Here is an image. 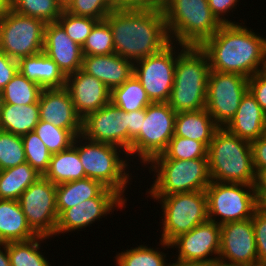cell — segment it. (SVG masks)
<instances>
[{
    "instance_id": "obj_43",
    "label": "cell",
    "mask_w": 266,
    "mask_h": 266,
    "mask_svg": "<svg viewBox=\"0 0 266 266\" xmlns=\"http://www.w3.org/2000/svg\"><path fill=\"white\" fill-rule=\"evenodd\" d=\"M258 263L266 264V212L258 207L252 217Z\"/></svg>"
},
{
    "instance_id": "obj_27",
    "label": "cell",
    "mask_w": 266,
    "mask_h": 266,
    "mask_svg": "<svg viewBox=\"0 0 266 266\" xmlns=\"http://www.w3.org/2000/svg\"><path fill=\"white\" fill-rule=\"evenodd\" d=\"M219 126L206 109L177 112L174 136L203 142L207 147Z\"/></svg>"
},
{
    "instance_id": "obj_8",
    "label": "cell",
    "mask_w": 266,
    "mask_h": 266,
    "mask_svg": "<svg viewBox=\"0 0 266 266\" xmlns=\"http://www.w3.org/2000/svg\"><path fill=\"white\" fill-rule=\"evenodd\" d=\"M158 200L163 212L160 240L170 244L178 236L191 231L208 220L205 191L174 193L167 196H150Z\"/></svg>"
},
{
    "instance_id": "obj_29",
    "label": "cell",
    "mask_w": 266,
    "mask_h": 266,
    "mask_svg": "<svg viewBox=\"0 0 266 266\" xmlns=\"http://www.w3.org/2000/svg\"><path fill=\"white\" fill-rule=\"evenodd\" d=\"M54 185L86 178L77 149H68L51 155L48 170L43 175Z\"/></svg>"
},
{
    "instance_id": "obj_15",
    "label": "cell",
    "mask_w": 266,
    "mask_h": 266,
    "mask_svg": "<svg viewBox=\"0 0 266 266\" xmlns=\"http://www.w3.org/2000/svg\"><path fill=\"white\" fill-rule=\"evenodd\" d=\"M81 135L95 142L120 147L128 155L127 112L110 102L82 120Z\"/></svg>"
},
{
    "instance_id": "obj_31",
    "label": "cell",
    "mask_w": 266,
    "mask_h": 266,
    "mask_svg": "<svg viewBox=\"0 0 266 266\" xmlns=\"http://www.w3.org/2000/svg\"><path fill=\"white\" fill-rule=\"evenodd\" d=\"M110 102L124 112L142 110L152 103L134 74L111 90Z\"/></svg>"
},
{
    "instance_id": "obj_59",
    "label": "cell",
    "mask_w": 266,
    "mask_h": 266,
    "mask_svg": "<svg viewBox=\"0 0 266 266\" xmlns=\"http://www.w3.org/2000/svg\"><path fill=\"white\" fill-rule=\"evenodd\" d=\"M241 266H266V264H264V263H256V264H252V265H241Z\"/></svg>"
},
{
    "instance_id": "obj_22",
    "label": "cell",
    "mask_w": 266,
    "mask_h": 266,
    "mask_svg": "<svg viewBox=\"0 0 266 266\" xmlns=\"http://www.w3.org/2000/svg\"><path fill=\"white\" fill-rule=\"evenodd\" d=\"M134 63L116 53L108 55H83L82 70L101 82L110 90L121 86L132 74Z\"/></svg>"
},
{
    "instance_id": "obj_14",
    "label": "cell",
    "mask_w": 266,
    "mask_h": 266,
    "mask_svg": "<svg viewBox=\"0 0 266 266\" xmlns=\"http://www.w3.org/2000/svg\"><path fill=\"white\" fill-rule=\"evenodd\" d=\"M18 201L30 228L38 236L52 238L59 218L56 185L41 176L21 194Z\"/></svg>"
},
{
    "instance_id": "obj_24",
    "label": "cell",
    "mask_w": 266,
    "mask_h": 266,
    "mask_svg": "<svg viewBox=\"0 0 266 266\" xmlns=\"http://www.w3.org/2000/svg\"><path fill=\"white\" fill-rule=\"evenodd\" d=\"M95 197H121L114 190L105 187L101 182L84 178L56 185V208L58 216L83 201Z\"/></svg>"
},
{
    "instance_id": "obj_7",
    "label": "cell",
    "mask_w": 266,
    "mask_h": 266,
    "mask_svg": "<svg viewBox=\"0 0 266 266\" xmlns=\"http://www.w3.org/2000/svg\"><path fill=\"white\" fill-rule=\"evenodd\" d=\"M148 164L149 172L152 169L155 173V180L147 191L150 196L205 191L211 183L207 158L151 160Z\"/></svg>"
},
{
    "instance_id": "obj_11",
    "label": "cell",
    "mask_w": 266,
    "mask_h": 266,
    "mask_svg": "<svg viewBox=\"0 0 266 266\" xmlns=\"http://www.w3.org/2000/svg\"><path fill=\"white\" fill-rule=\"evenodd\" d=\"M45 26L44 21L9 8L0 20V51L17 61L42 52Z\"/></svg>"
},
{
    "instance_id": "obj_25",
    "label": "cell",
    "mask_w": 266,
    "mask_h": 266,
    "mask_svg": "<svg viewBox=\"0 0 266 266\" xmlns=\"http://www.w3.org/2000/svg\"><path fill=\"white\" fill-rule=\"evenodd\" d=\"M18 71L43 89L63 88L66 76L43 51L18 60Z\"/></svg>"
},
{
    "instance_id": "obj_54",
    "label": "cell",
    "mask_w": 266,
    "mask_h": 266,
    "mask_svg": "<svg viewBox=\"0 0 266 266\" xmlns=\"http://www.w3.org/2000/svg\"><path fill=\"white\" fill-rule=\"evenodd\" d=\"M206 266H233V265L229 264L225 260H222L220 258H216V259H213V260L206 262Z\"/></svg>"
},
{
    "instance_id": "obj_49",
    "label": "cell",
    "mask_w": 266,
    "mask_h": 266,
    "mask_svg": "<svg viewBox=\"0 0 266 266\" xmlns=\"http://www.w3.org/2000/svg\"><path fill=\"white\" fill-rule=\"evenodd\" d=\"M254 189L258 205H260L266 199V169L256 173Z\"/></svg>"
},
{
    "instance_id": "obj_12",
    "label": "cell",
    "mask_w": 266,
    "mask_h": 266,
    "mask_svg": "<svg viewBox=\"0 0 266 266\" xmlns=\"http://www.w3.org/2000/svg\"><path fill=\"white\" fill-rule=\"evenodd\" d=\"M170 42L156 54L137 60L133 74L140 81L152 103L168 102L173 88L177 51Z\"/></svg>"
},
{
    "instance_id": "obj_30",
    "label": "cell",
    "mask_w": 266,
    "mask_h": 266,
    "mask_svg": "<svg viewBox=\"0 0 266 266\" xmlns=\"http://www.w3.org/2000/svg\"><path fill=\"white\" fill-rule=\"evenodd\" d=\"M41 176L27 162L1 170L0 199L18 201L21 194Z\"/></svg>"
},
{
    "instance_id": "obj_33",
    "label": "cell",
    "mask_w": 266,
    "mask_h": 266,
    "mask_svg": "<svg viewBox=\"0 0 266 266\" xmlns=\"http://www.w3.org/2000/svg\"><path fill=\"white\" fill-rule=\"evenodd\" d=\"M43 88L19 71L2 89L3 103L29 105L38 103Z\"/></svg>"
},
{
    "instance_id": "obj_28",
    "label": "cell",
    "mask_w": 266,
    "mask_h": 266,
    "mask_svg": "<svg viewBox=\"0 0 266 266\" xmlns=\"http://www.w3.org/2000/svg\"><path fill=\"white\" fill-rule=\"evenodd\" d=\"M39 121L38 103L29 105L3 103L0 114V130L23 136L34 131Z\"/></svg>"
},
{
    "instance_id": "obj_37",
    "label": "cell",
    "mask_w": 266,
    "mask_h": 266,
    "mask_svg": "<svg viewBox=\"0 0 266 266\" xmlns=\"http://www.w3.org/2000/svg\"><path fill=\"white\" fill-rule=\"evenodd\" d=\"M83 55H108L114 53L110 25L104 19L98 21L82 46Z\"/></svg>"
},
{
    "instance_id": "obj_55",
    "label": "cell",
    "mask_w": 266,
    "mask_h": 266,
    "mask_svg": "<svg viewBox=\"0 0 266 266\" xmlns=\"http://www.w3.org/2000/svg\"><path fill=\"white\" fill-rule=\"evenodd\" d=\"M153 5L161 7L167 0H147Z\"/></svg>"
},
{
    "instance_id": "obj_19",
    "label": "cell",
    "mask_w": 266,
    "mask_h": 266,
    "mask_svg": "<svg viewBox=\"0 0 266 266\" xmlns=\"http://www.w3.org/2000/svg\"><path fill=\"white\" fill-rule=\"evenodd\" d=\"M40 120L69 130L75 137L82 133V118L76 112L68 90L43 89L39 97Z\"/></svg>"
},
{
    "instance_id": "obj_38",
    "label": "cell",
    "mask_w": 266,
    "mask_h": 266,
    "mask_svg": "<svg viewBox=\"0 0 266 266\" xmlns=\"http://www.w3.org/2000/svg\"><path fill=\"white\" fill-rule=\"evenodd\" d=\"M34 131L43 141L51 155L68 149L75 138L69 130L58 128L43 120L38 122Z\"/></svg>"
},
{
    "instance_id": "obj_58",
    "label": "cell",
    "mask_w": 266,
    "mask_h": 266,
    "mask_svg": "<svg viewBox=\"0 0 266 266\" xmlns=\"http://www.w3.org/2000/svg\"><path fill=\"white\" fill-rule=\"evenodd\" d=\"M259 207L266 212V199L259 205Z\"/></svg>"
},
{
    "instance_id": "obj_23",
    "label": "cell",
    "mask_w": 266,
    "mask_h": 266,
    "mask_svg": "<svg viewBox=\"0 0 266 266\" xmlns=\"http://www.w3.org/2000/svg\"><path fill=\"white\" fill-rule=\"evenodd\" d=\"M225 128L250 143L266 134V113L249 90L242 97L235 116Z\"/></svg>"
},
{
    "instance_id": "obj_60",
    "label": "cell",
    "mask_w": 266,
    "mask_h": 266,
    "mask_svg": "<svg viewBox=\"0 0 266 266\" xmlns=\"http://www.w3.org/2000/svg\"><path fill=\"white\" fill-rule=\"evenodd\" d=\"M263 72L266 74V54H265V62H264Z\"/></svg>"
},
{
    "instance_id": "obj_34",
    "label": "cell",
    "mask_w": 266,
    "mask_h": 266,
    "mask_svg": "<svg viewBox=\"0 0 266 266\" xmlns=\"http://www.w3.org/2000/svg\"><path fill=\"white\" fill-rule=\"evenodd\" d=\"M10 8L18 14L40 19L46 24L57 22L64 9L57 0H10Z\"/></svg>"
},
{
    "instance_id": "obj_21",
    "label": "cell",
    "mask_w": 266,
    "mask_h": 266,
    "mask_svg": "<svg viewBox=\"0 0 266 266\" xmlns=\"http://www.w3.org/2000/svg\"><path fill=\"white\" fill-rule=\"evenodd\" d=\"M43 52L58 65L65 76L82 68V47L67 35L58 22L46 24Z\"/></svg>"
},
{
    "instance_id": "obj_50",
    "label": "cell",
    "mask_w": 266,
    "mask_h": 266,
    "mask_svg": "<svg viewBox=\"0 0 266 266\" xmlns=\"http://www.w3.org/2000/svg\"><path fill=\"white\" fill-rule=\"evenodd\" d=\"M108 4L115 9H132L139 7L146 0H107Z\"/></svg>"
},
{
    "instance_id": "obj_46",
    "label": "cell",
    "mask_w": 266,
    "mask_h": 266,
    "mask_svg": "<svg viewBox=\"0 0 266 266\" xmlns=\"http://www.w3.org/2000/svg\"><path fill=\"white\" fill-rule=\"evenodd\" d=\"M17 72L18 61L0 51V90L8 84Z\"/></svg>"
},
{
    "instance_id": "obj_53",
    "label": "cell",
    "mask_w": 266,
    "mask_h": 266,
    "mask_svg": "<svg viewBox=\"0 0 266 266\" xmlns=\"http://www.w3.org/2000/svg\"><path fill=\"white\" fill-rule=\"evenodd\" d=\"M10 8V0H0V20L6 15Z\"/></svg>"
},
{
    "instance_id": "obj_45",
    "label": "cell",
    "mask_w": 266,
    "mask_h": 266,
    "mask_svg": "<svg viewBox=\"0 0 266 266\" xmlns=\"http://www.w3.org/2000/svg\"><path fill=\"white\" fill-rule=\"evenodd\" d=\"M240 0H208V5L221 24H236V22L228 20L224 15H228V12L236 8L237 2Z\"/></svg>"
},
{
    "instance_id": "obj_9",
    "label": "cell",
    "mask_w": 266,
    "mask_h": 266,
    "mask_svg": "<svg viewBox=\"0 0 266 266\" xmlns=\"http://www.w3.org/2000/svg\"><path fill=\"white\" fill-rule=\"evenodd\" d=\"M205 192L208 220L219 225L252 218L259 207L254 185L211 181Z\"/></svg>"
},
{
    "instance_id": "obj_4",
    "label": "cell",
    "mask_w": 266,
    "mask_h": 266,
    "mask_svg": "<svg viewBox=\"0 0 266 266\" xmlns=\"http://www.w3.org/2000/svg\"><path fill=\"white\" fill-rule=\"evenodd\" d=\"M211 181L254 185L256 171L251 143L219 127L208 146Z\"/></svg>"
},
{
    "instance_id": "obj_56",
    "label": "cell",
    "mask_w": 266,
    "mask_h": 266,
    "mask_svg": "<svg viewBox=\"0 0 266 266\" xmlns=\"http://www.w3.org/2000/svg\"><path fill=\"white\" fill-rule=\"evenodd\" d=\"M62 6L63 8H65L67 6V4L71 1V0H57Z\"/></svg>"
},
{
    "instance_id": "obj_13",
    "label": "cell",
    "mask_w": 266,
    "mask_h": 266,
    "mask_svg": "<svg viewBox=\"0 0 266 266\" xmlns=\"http://www.w3.org/2000/svg\"><path fill=\"white\" fill-rule=\"evenodd\" d=\"M248 80L240 74L210 70L205 109L219 127H225L235 116L242 97L248 91Z\"/></svg>"
},
{
    "instance_id": "obj_10",
    "label": "cell",
    "mask_w": 266,
    "mask_h": 266,
    "mask_svg": "<svg viewBox=\"0 0 266 266\" xmlns=\"http://www.w3.org/2000/svg\"><path fill=\"white\" fill-rule=\"evenodd\" d=\"M175 117L176 112L167 102L150 103L142 117V128L132 140L131 156H138L140 164L148 166L154 157L162 154L174 136Z\"/></svg>"
},
{
    "instance_id": "obj_52",
    "label": "cell",
    "mask_w": 266,
    "mask_h": 266,
    "mask_svg": "<svg viewBox=\"0 0 266 266\" xmlns=\"http://www.w3.org/2000/svg\"><path fill=\"white\" fill-rule=\"evenodd\" d=\"M170 266H206V262L175 260V263L170 262Z\"/></svg>"
},
{
    "instance_id": "obj_17",
    "label": "cell",
    "mask_w": 266,
    "mask_h": 266,
    "mask_svg": "<svg viewBox=\"0 0 266 266\" xmlns=\"http://www.w3.org/2000/svg\"><path fill=\"white\" fill-rule=\"evenodd\" d=\"M219 258L233 266L258 263L252 218L221 225Z\"/></svg>"
},
{
    "instance_id": "obj_40",
    "label": "cell",
    "mask_w": 266,
    "mask_h": 266,
    "mask_svg": "<svg viewBox=\"0 0 266 266\" xmlns=\"http://www.w3.org/2000/svg\"><path fill=\"white\" fill-rule=\"evenodd\" d=\"M21 137L23 140L26 162L43 176L48 170L51 153L35 131H30Z\"/></svg>"
},
{
    "instance_id": "obj_20",
    "label": "cell",
    "mask_w": 266,
    "mask_h": 266,
    "mask_svg": "<svg viewBox=\"0 0 266 266\" xmlns=\"http://www.w3.org/2000/svg\"><path fill=\"white\" fill-rule=\"evenodd\" d=\"M122 197H95L69 209H66L58 218L55 235L85 229L102 217L112 214L114 210L126 207ZM113 210V211H112ZM58 234V235H57Z\"/></svg>"
},
{
    "instance_id": "obj_5",
    "label": "cell",
    "mask_w": 266,
    "mask_h": 266,
    "mask_svg": "<svg viewBox=\"0 0 266 266\" xmlns=\"http://www.w3.org/2000/svg\"><path fill=\"white\" fill-rule=\"evenodd\" d=\"M161 9L171 42L200 47L221 27L208 0H167Z\"/></svg>"
},
{
    "instance_id": "obj_36",
    "label": "cell",
    "mask_w": 266,
    "mask_h": 266,
    "mask_svg": "<svg viewBox=\"0 0 266 266\" xmlns=\"http://www.w3.org/2000/svg\"><path fill=\"white\" fill-rule=\"evenodd\" d=\"M166 254L143 245L121 251L115 256L116 266H170Z\"/></svg>"
},
{
    "instance_id": "obj_6",
    "label": "cell",
    "mask_w": 266,
    "mask_h": 266,
    "mask_svg": "<svg viewBox=\"0 0 266 266\" xmlns=\"http://www.w3.org/2000/svg\"><path fill=\"white\" fill-rule=\"evenodd\" d=\"M72 145L78 151L86 178L101 182L105 187L124 197L127 202L124 193L127 185H130L127 183L132 176H129V171L126 170H129V156L126 151L115 145L86 139L82 135L76 136ZM119 152L121 154L124 152L123 158Z\"/></svg>"
},
{
    "instance_id": "obj_51",
    "label": "cell",
    "mask_w": 266,
    "mask_h": 266,
    "mask_svg": "<svg viewBox=\"0 0 266 266\" xmlns=\"http://www.w3.org/2000/svg\"><path fill=\"white\" fill-rule=\"evenodd\" d=\"M0 266H11L8 256L7 243L0 242Z\"/></svg>"
},
{
    "instance_id": "obj_41",
    "label": "cell",
    "mask_w": 266,
    "mask_h": 266,
    "mask_svg": "<svg viewBox=\"0 0 266 266\" xmlns=\"http://www.w3.org/2000/svg\"><path fill=\"white\" fill-rule=\"evenodd\" d=\"M99 20L76 16L63 9L57 22L63 27L67 35L81 47L85 43L92 28Z\"/></svg>"
},
{
    "instance_id": "obj_3",
    "label": "cell",
    "mask_w": 266,
    "mask_h": 266,
    "mask_svg": "<svg viewBox=\"0 0 266 266\" xmlns=\"http://www.w3.org/2000/svg\"><path fill=\"white\" fill-rule=\"evenodd\" d=\"M177 49L174 83L167 103L176 113L205 109L208 56L200 47L177 44Z\"/></svg>"
},
{
    "instance_id": "obj_26",
    "label": "cell",
    "mask_w": 266,
    "mask_h": 266,
    "mask_svg": "<svg viewBox=\"0 0 266 266\" xmlns=\"http://www.w3.org/2000/svg\"><path fill=\"white\" fill-rule=\"evenodd\" d=\"M38 235L28 225L19 201L0 199V242H22Z\"/></svg>"
},
{
    "instance_id": "obj_48",
    "label": "cell",
    "mask_w": 266,
    "mask_h": 266,
    "mask_svg": "<svg viewBox=\"0 0 266 266\" xmlns=\"http://www.w3.org/2000/svg\"><path fill=\"white\" fill-rule=\"evenodd\" d=\"M251 148L256 173L266 169V134L252 141Z\"/></svg>"
},
{
    "instance_id": "obj_2",
    "label": "cell",
    "mask_w": 266,
    "mask_h": 266,
    "mask_svg": "<svg viewBox=\"0 0 266 266\" xmlns=\"http://www.w3.org/2000/svg\"><path fill=\"white\" fill-rule=\"evenodd\" d=\"M200 48L208 56L210 70L247 78L263 71L266 38L242 23L222 24Z\"/></svg>"
},
{
    "instance_id": "obj_16",
    "label": "cell",
    "mask_w": 266,
    "mask_h": 266,
    "mask_svg": "<svg viewBox=\"0 0 266 266\" xmlns=\"http://www.w3.org/2000/svg\"><path fill=\"white\" fill-rule=\"evenodd\" d=\"M220 233L221 225L207 220L178 236L170 244L160 240V245L164 249L175 247L178 250L176 260L208 262L219 258Z\"/></svg>"
},
{
    "instance_id": "obj_57",
    "label": "cell",
    "mask_w": 266,
    "mask_h": 266,
    "mask_svg": "<svg viewBox=\"0 0 266 266\" xmlns=\"http://www.w3.org/2000/svg\"><path fill=\"white\" fill-rule=\"evenodd\" d=\"M3 106V95H2V90H0V114Z\"/></svg>"
},
{
    "instance_id": "obj_39",
    "label": "cell",
    "mask_w": 266,
    "mask_h": 266,
    "mask_svg": "<svg viewBox=\"0 0 266 266\" xmlns=\"http://www.w3.org/2000/svg\"><path fill=\"white\" fill-rule=\"evenodd\" d=\"M26 162L22 137L0 130V171Z\"/></svg>"
},
{
    "instance_id": "obj_1",
    "label": "cell",
    "mask_w": 266,
    "mask_h": 266,
    "mask_svg": "<svg viewBox=\"0 0 266 266\" xmlns=\"http://www.w3.org/2000/svg\"><path fill=\"white\" fill-rule=\"evenodd\" d=\"M105 20L112 31L114 53L133 63L171 42L163 10L149 1L132 9L112 10Z\"/></svg>"
},
{
    "instance_id": "obj_44",
    "label": "cell",
    "mask_w": 266,
    "mask_h": 266,
    "mask_svg": "<svg viewBox=\"0 0 266 266\" xmlns=\"http://www.w3.org/2000/svg\"><path fill=\"white\" fill-rule=\"evenodd\" d=\"M248 90L266 113V74L263 71L257 72L249 78Z\"/></svg>"
},
{
    "instance_id": "obj_32",
    "label": "cell",
    "mask_w": 266,
    "mask_h": 266,
    "mask_svg": "<svg viewBox=\"0 0 266 266\" xmlns=\"http://www.w3.org/2000/svg\"><path fill=\"white\" fill-rule=\"evenodd\" d=\"M48 237L37 236L29 241L7 243L11 266H51L40 252L41 243ZM42 241V242H40Z\"/></svg>"
},
{
    "instance_id": "obj_42",
    "label": "cell",
    "mask_w": 266,
    "mask_h": 266,
    "mask_svg": "<svg viewBox=\"0 0 266 266\" xmlns=\"http://www.w3.org/2000/svg\"><path fill=\"white\" fill-rule=\"evenodd\" d=\"M64 9L73 15L99 21L104 20L114 10L107 0H71Z\"/></svg>"
},
{
    "instance_id": "obj_47",
    "label": "cell",
    "mask_w": 266,
    "mask_h": 266,
    "mask_svg": "<svg viewBox=\"0 0 266 266\" xmlns=\"http://www.w3.org/2000/svg\"><path fill=\"white\" fill-rule=\"evenodd\" d=\"M146 108L138 111L127 112L128 125V156L131 157L132 140L139 134L142 128V117H145Z\"/></svg>"
},
{
    "instance_id": "obj_18",
    "label": "cell",
    "mask_w": 266,
    "mask_h": 266,
    "mask_svg": "<svg viewBox=\"0 0 266 266\" xmlns=\"http://www.w3.org/2000/svg\"><path fill=\"white\" fill-rule=\"evenodd\" d=\"M65 88L82 119L110 103L111 90L82 69L66 76Z\"/></svg>"
},
{
    "instance_id": "obj_35",
    "label": "cell",
    "mask_w": 266,
    "mask_h": 266,
    "mask_svg": "<svg viewBox=\"0 0 266 266\" xmlns=\"http://www.w3.org/2000/svg\"><path fill=\"white\" fill-rule=\"evenodd\" d=\"M208 147L189 138L173 136L166 150L152 160H191L207 158Z\"/></svg>"
}]
</instances>
